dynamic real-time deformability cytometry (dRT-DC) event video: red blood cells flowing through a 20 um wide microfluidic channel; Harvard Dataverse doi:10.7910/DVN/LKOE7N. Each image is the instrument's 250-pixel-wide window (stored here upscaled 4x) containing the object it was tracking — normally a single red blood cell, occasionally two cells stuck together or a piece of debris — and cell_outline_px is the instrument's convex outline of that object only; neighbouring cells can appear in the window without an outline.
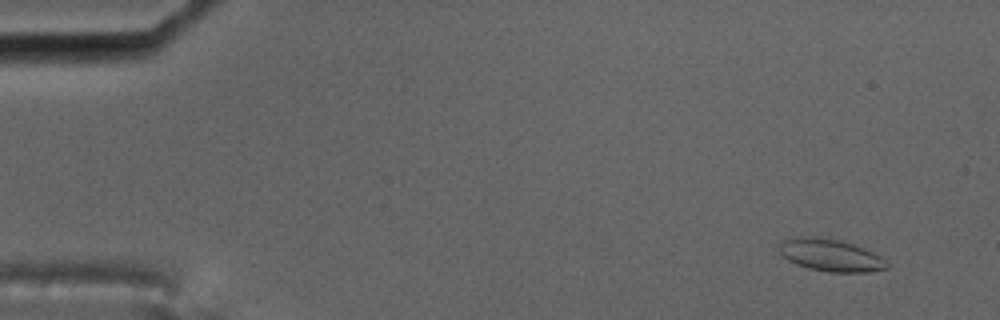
{"species": "common noctule bat (a hibernating species)", "species_latin": "Nyctalus noctula", "temperature_condition": "cold", "stored_images_in_passage": 59, "camera_frame_rate_fps": 3000, "um_per_image_px": 0.085, "animal": {"sex": "male", "body_mass_g": 17.5, "forearm_length_mm": 52.3}, "frame": {"image": 1, "passage_image": 5, "time_ms": 1.333, "image_size_px": [1000, 320], "cell_outline_px": [[888, 268], [868, 272], [828, 272], [808, 268], [796, 264], [788, 260], [780, 252], [776, 244], [784, 240], [796, 236], [816, 236], [840, 240], [852, 244], [872, 252], [880, 256], [888, 264]], "centroid_in_image_um": [70.54, 21.68], "position_along_channel_um": 14.5, "area_um2": 20.29}}
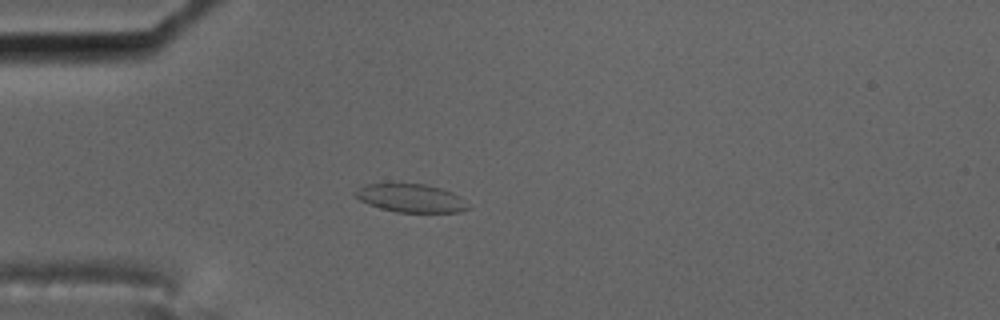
{"frame": {"image": 2, "passage_image": 17, "time_ms": 5.333, "image_size_px": [1000, 320], "cell_outline_px": [[468, 208], [460, 212], [396, 212], [380, 208], [368, 204], [360, 200], [352, 192], [364, 184], [424, 184], [440, 188], [452, 192], [460, 196], [468, 204]], "centroid_in_image_um": [34.91, 16.84], "position_along_channel_um": 50.1, "area_um2": 18.5}}
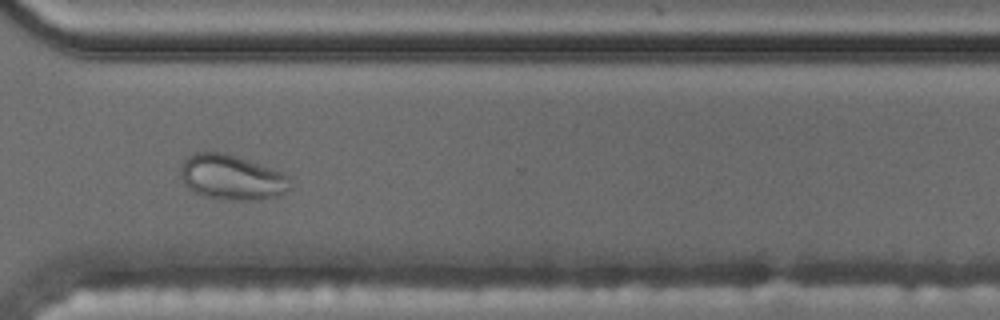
{"frame": {"image": 3, "passage_image": 44, "time_ms": 14.333, "image_size_px": [1000, 320], "cell_outline_px": [[292, 188], [276, 196], [252, 200], [228, 200], [204, 196], [192, 192], [184, 184], [180, 176], [180, 168], [184, 160], [192, 152], [224, 152], [280, 172], [288, 176], [292, 180]], "centroid_in_image_um": [19.65, 15.08], "position_along_channel_um": 350.9, "area_um2": 28.78}}